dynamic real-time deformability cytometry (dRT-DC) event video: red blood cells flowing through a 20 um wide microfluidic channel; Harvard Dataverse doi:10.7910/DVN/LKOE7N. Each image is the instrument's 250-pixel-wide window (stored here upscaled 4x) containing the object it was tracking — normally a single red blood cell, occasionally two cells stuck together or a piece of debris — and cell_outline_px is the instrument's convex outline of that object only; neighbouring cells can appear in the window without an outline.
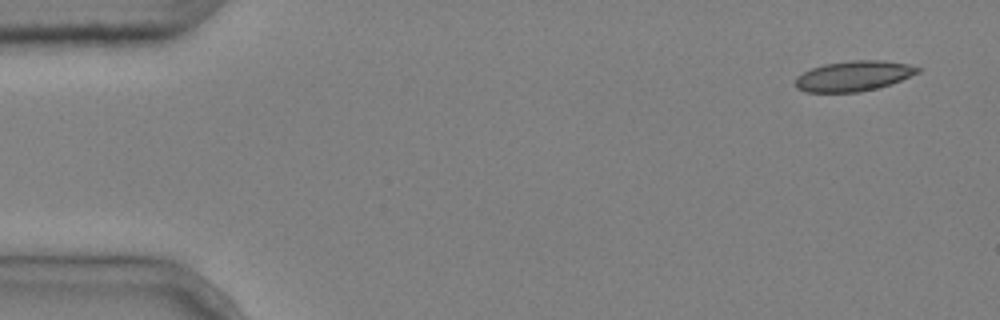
{"species": "common noctule bat (a hibernating species)", "species_latin": "Nyctalus noctula", "temperature_condition": "cold", "stored_images_in_passage": 5, "camera_frame_rate_fps": 3000, "um_per_image_px": 0.085, "animal": {"sex": "male", "body_mass_g": 20.4}, "frame": {"image": 1, "passage_image": 1, "time_ms": 0.0, "image_size_px": [1000, 320], "cell_outline_px": [[920, 72], [900, 80], [876, 88], [860, 92], [804, 92], [796, 88], [796, 76], [812, 68], [824, 64], [852, 60], [884, 60], [908, 64], [920, 68]], "centroid_in_image_um": [72.54, 6.45], "position_along_channel_um": 12.5, "area_um2": 21.44}}
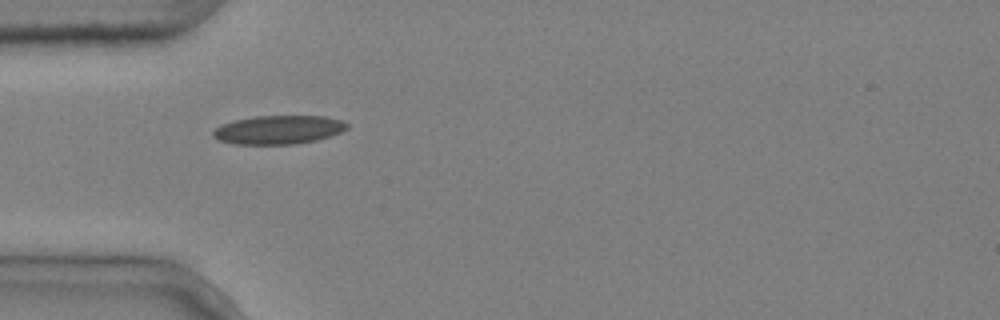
{"frame": {"image": 2, "passage_image": 4, "time_ms": 1.0, "image_size_px": [1000, 320], "cell_outline_px": [[348, 128], [340, 132], [316, 140], [296, 144], [232, 144], [220, 140], [212, 136], [212, 132], [220, 124], [236, 120], [256, 116], [324, 116], [344, 120], [348, 124]], "centroid_in_image_um": [23.67, 11.03], "position_along_channel_um": 61.3, "area_um2": 22.37}}